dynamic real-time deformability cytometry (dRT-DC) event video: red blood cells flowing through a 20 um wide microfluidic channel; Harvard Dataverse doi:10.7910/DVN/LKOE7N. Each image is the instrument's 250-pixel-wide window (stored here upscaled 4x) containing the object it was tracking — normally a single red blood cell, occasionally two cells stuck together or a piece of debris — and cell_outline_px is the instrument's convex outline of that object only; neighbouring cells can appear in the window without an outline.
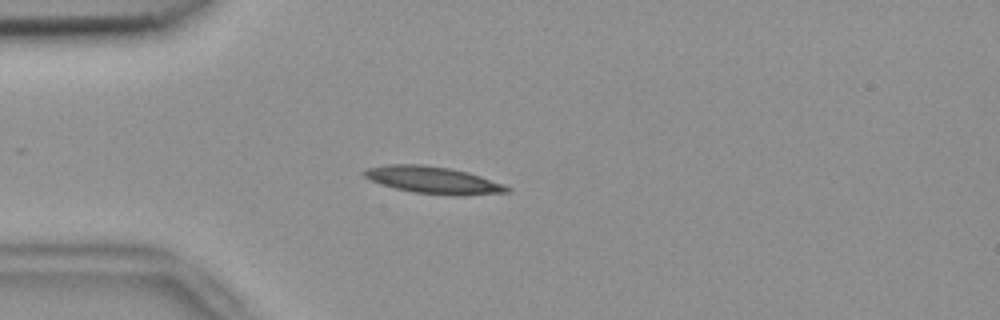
{"species": "common noctule bat (a hibernating species)", "species_latin": "Nyctalus noctula", "temperature_condition": "room temperature", "stored_images_in_passage": 47, "camera_frame_rate_fps": 3000, "um_per_image_px": 0.085, "animal": {"sex": "female", "body_mass_g": 18.4}, "frame": {"image": 1, "passage_image": 14, "time_ms": 4.333, "image_size_px": [1000, 320], "cell_outline_px": [[512, 192], [468, 196], [448, 196], [412, 192], [396, 188], [372, 180], [364, 176], [364, 172], [368, 168], [388, 164], [424, 164], [448, 168], [468, 172], [504, 184], [512, 188]], "centroid_in_image_um": [36.93, 15.33], "position_along_channel_um": 48.1, "area_um2": 22.66}}
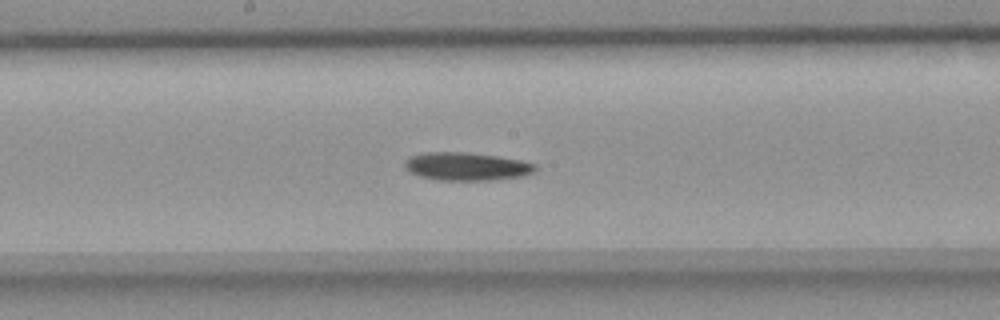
{"frame": {"image": 2, "passage_image": 28, "time_ms": 9.0, "image_size_px": [1000, 320], "cell_outline_px": [[536, 172], [524, 176], [492, 180], [436, 180], [420, 176], [404, 168], [404, 160], [412, 156], [424, 152], [468, 152], [496, 156], [520, 160], [536, 164]], "centroid_in_image_um": [39.67, 14.15], "position_along_channel_um": 208.5, "area_um2": 21.44}}
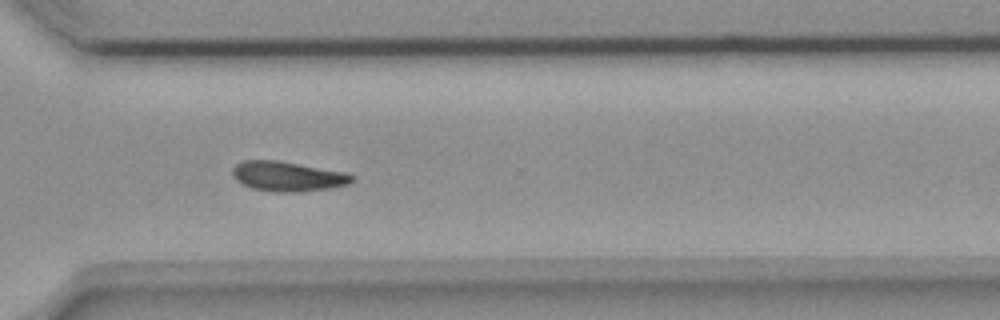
{"frame": {"image": 3, "passage_image": 39, "time_ms": 12.667, "image_size_px": [1000, 320], "cell_outline_px": [[356, 180], [348, 184], [332, 188], [300, 192], [272, 192], [252, 188], [240, 184], [232, 176], [232, 168], [236, 164], [244, 160], [276, 160], [348, 172], [356, 176]], "centroid_in_image_um": [24.48, 15.0], "position_along_channel_um": 346.1, "area_um2": 21.21}, "authors_computed_cell_mechanics": {"area_um2": 20.7502, "velocity_mm_per_s": 3.7467, "shape_relaxation_time_tau1_ms": 4.7344, "shape_relaxation_time_tau2_ms": null, "deformation_change_tau1": 0.117, "deformation_change_tau2": null}}